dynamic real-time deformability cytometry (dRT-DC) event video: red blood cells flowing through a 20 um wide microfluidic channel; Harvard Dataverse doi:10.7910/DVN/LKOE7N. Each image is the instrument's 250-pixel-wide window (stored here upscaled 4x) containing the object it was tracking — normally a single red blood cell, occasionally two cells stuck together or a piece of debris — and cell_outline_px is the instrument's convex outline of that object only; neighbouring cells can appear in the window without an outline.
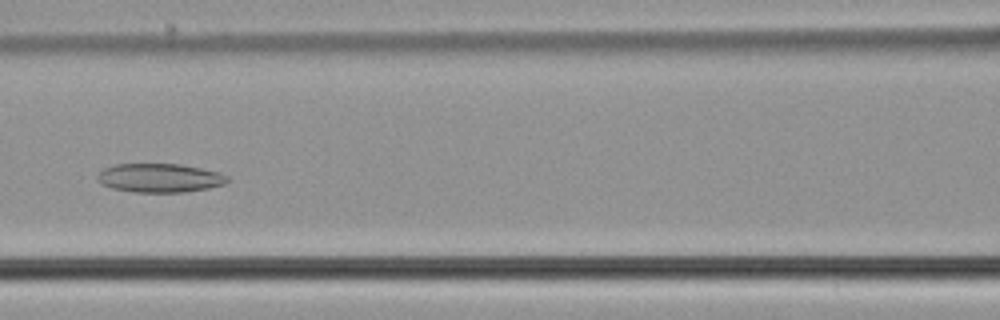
{"species": "common noctule bat (a hibernating species)", "species_latin": "Nyctalus noctula", "temperature_condition": "cold", "stored_images_in_passage": 38, "camera_frame_rate_fps": 3000, "um_per_image_px": 0.085, "animal": {"sex": "male", "body_mass_g": 21.5, "forearm_length_mm": 52.0}, "frame": {"image": 1, "passage_image": 18, "time_ms": 5.667, "image_size_px": [1000, 320], "cell_outline_px": [[232, 180], [224, 184], [208, 188], [184, 192], [132, 192], [112, 188], [100, 184], [96, 176], [104, 168], [116, 164], [180, 164], [220, 172], [228, 176]], "centroid_in_image_um": [13.59, 15.12], "position_along_channel_um": 153.0, "area_um2": 21.96}}
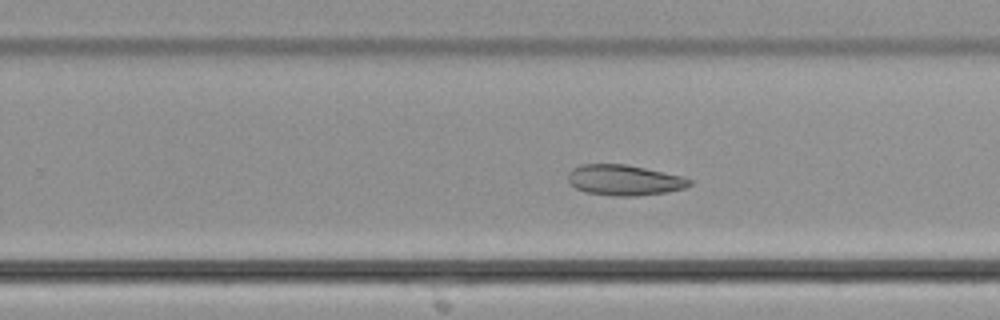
{"frame": {"image": 2, "passage_image": 28, "time_ms": 9.0, "image_size_px": [1000, 320], "cell_outline_px": [[692, 184], [684, 188], [668, 192], [636, 196], [612, 196], [584, 192], [576, 188], [568, 180], [568, 172], [572, 168], [580, 164], [624, 164], [644, 168], [680, 176], [692, 180]], "centroid_in_image_um": [53.03, 15.32], "position_along_channel_um": 276.8, "area_um2": 21.62}}
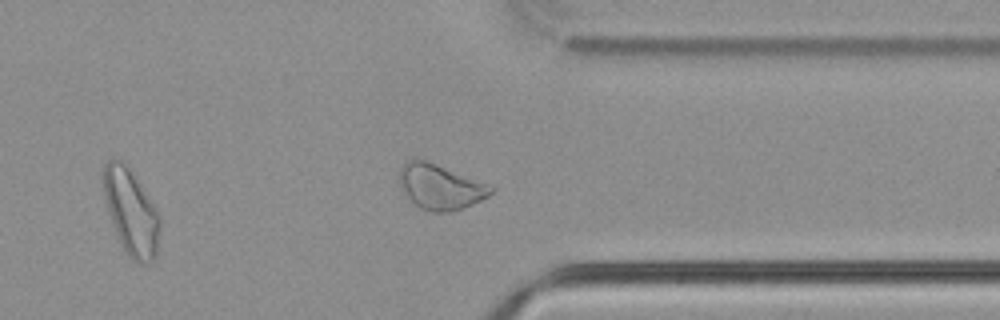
{"frame": {"image": 3, "passage_image": 36, "time_ms": 11.667, "image_size_px": [1000, 320], "cell_outline_px": [[496, 188], [488, 196], [464, 208], [452, 212], [432, 212], [420, 208], [404, 192], [400, 184], [400, 168], [408, 160], [424, 160], [488, 184]], "centroid_in_image_um": [37.44, 15.91], "position_along_channel_um": 374.0, "area_um2": 23.47}, "authors_computed_cell_mechanics": {"area_um2": 23.2067, "velocity_mm_per_s": 3.7172, "shape_relaxation_time_tau1_ms": null, "shape_relaxation_time_tau2_ms": 4.7747, "deformation_change_tau1": null, "deformation_change_tau2": 0.0861}}